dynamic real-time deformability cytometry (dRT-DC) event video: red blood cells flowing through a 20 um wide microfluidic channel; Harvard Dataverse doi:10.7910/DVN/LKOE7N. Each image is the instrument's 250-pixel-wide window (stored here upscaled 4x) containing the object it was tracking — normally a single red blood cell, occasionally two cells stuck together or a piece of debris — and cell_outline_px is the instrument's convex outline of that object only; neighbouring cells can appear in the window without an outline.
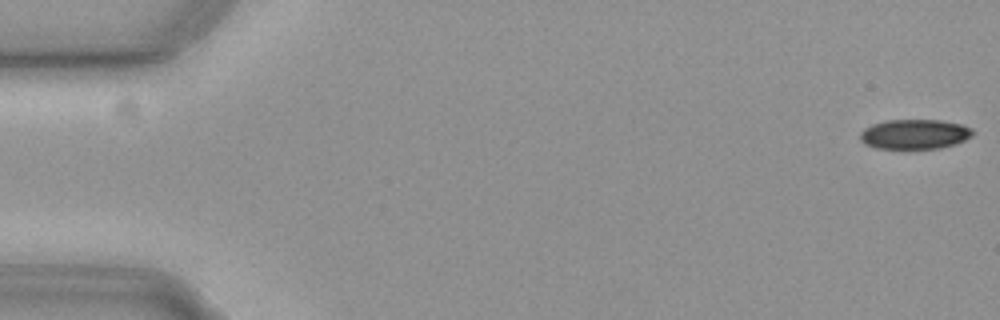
{"species": "common noctule bat (a hibernating species)", "species_latin": "Nyctalus noctula", "temperature_condition": "cold", "stored_images_in_passage": 56, "camera_frame_rate_fps": 3000, "um_per_image_px": 0.085, "animal": {"sex": "female", "body_mass_g": 19.3, "forearm_length_mm": 54.1}, "frame": {"image": 1, "passage_image": 1, "time_ms": 0.0, "image_size_px": [1000, 320], "cell_outline_px": [[972, 136], [964, 140], [940, 148], [876, 148], [864, 144], [860, 140], [860, 132], [864, 128], [872, 124], [884, 120], [940, 120], [960, 124], [972, 128]], "centroid_in_image_um": [77.69, 11.39], "position_along_channel_um": 7.3, "area_um2": 19.42}}
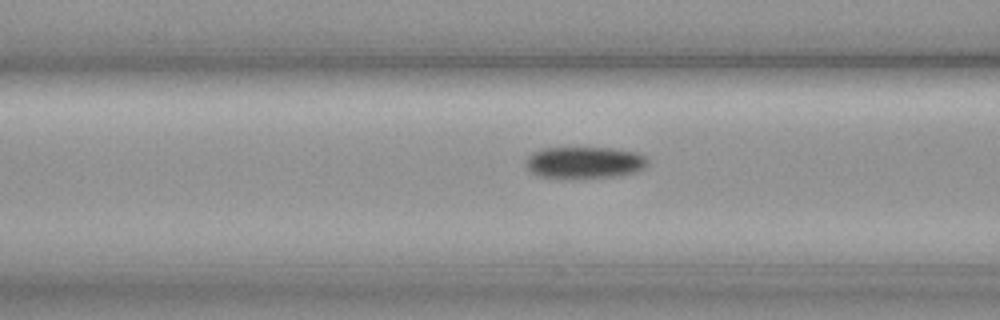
{"frame": {"image": 2, "passage_image": 22, "time_ms": 7.0, "image_size_px": [1000, 320], "cell_outline_px": [[648, 164], [644, 168], [636, 172], [616, 176], [572, 180], [540, 176], [532, 172], [528, 168], [528, 156], [544, 148], [612, 148], [636, 152], [644, 156], [648, 160]], "centroid_in_image_um": [49.73, 13.84], "position_along_channel_um": 116.9, "area_um2": 22.72}}
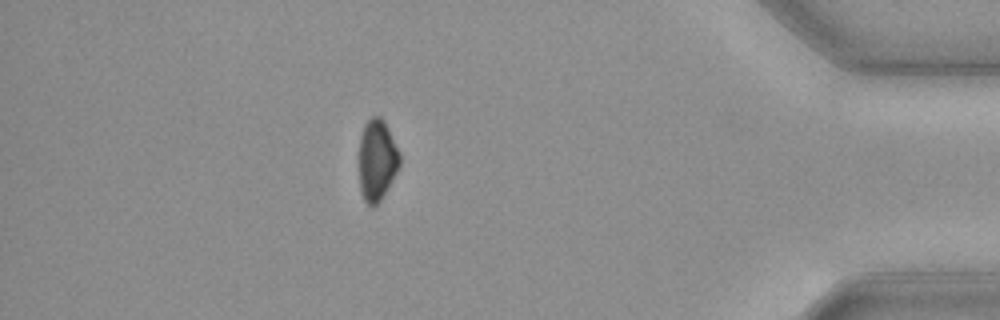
{"frame": {"image": 3, "passage_image": 49, "time_ms": 16.0, "image_size_px": [1000, 320], "cell_outline_px": [[400, 164], [396, 172], [380, 200], [372, 208], [364, 200], [360, 188], [360, 136], [364, 124], [372, 116], [380, 116], [384, 120], [400, 152]], "centroid_in_image_um": [32.05, 13.57], "position_along_channel_um": 403.2, "area_um2": 19.02}, "authors_computed_cell_mechanics": {"area_um2": 21.2704, "velocity_mm_per_s": 3.7139, "shape_relaxation_time_tau1_ms": 1.8559, "shape_relaxation_time_tau2_ms": null, "deformation_change_tau1": 0.0635, "deformation_change_tau2": null}}